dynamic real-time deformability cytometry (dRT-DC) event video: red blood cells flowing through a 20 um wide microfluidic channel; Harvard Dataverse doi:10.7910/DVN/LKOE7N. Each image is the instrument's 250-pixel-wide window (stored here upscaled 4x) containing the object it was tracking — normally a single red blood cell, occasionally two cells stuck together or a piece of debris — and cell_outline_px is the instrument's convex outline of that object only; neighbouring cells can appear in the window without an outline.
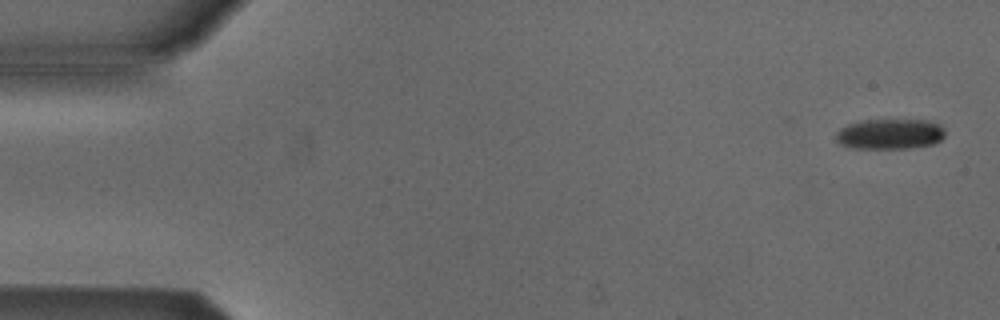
{"species": "Egyptian fruit bat (a non-hibernating species)", "species_latin": "Rousettus aegyptiacus", "temperature_condition": "cold", "stored_images_in_passage": 7, "camera_frame_rate_fps": 3000, "um_per_image_px": 0.085, "animal": {"sex": "male"}, "frame": {"image": 1, "passage_image": 1, "time_ms": 0.0, "image_size_px": [1000, 320], "cell_outline_px": [[944, 136], [940, 140], [932, 144], [912, 148], [852, 148], [840, 144], [836, 140], [836, 132], [840, 128], [848, 124], [864, 120], [928, 120], [940, 124], [944, 128]], "centroid_in_image_um": [75.64, 11.39], "position_along_channel_um": 9.4, "area_um2": 19.36}}
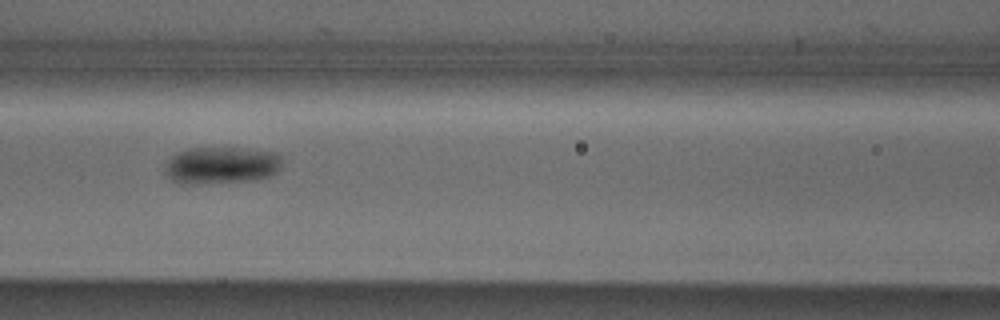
{"frame": {"image": 2, "passage_image": 7, "time_ms": 7.0, "image_size_px": [1000, 320], "cell_outline_px": [[280, 168], [272, 176], [256, 180], [196, 184], [172, 180], [164, 172], [164, 168], [168, 156], [176, 152], [188, 148], [248, 148], [276, 152], [280, 156]], "centroid_in_image_um": [18.8, 14.03], "position_along_channel_um": 147.8, "area_um2": 25.61}}